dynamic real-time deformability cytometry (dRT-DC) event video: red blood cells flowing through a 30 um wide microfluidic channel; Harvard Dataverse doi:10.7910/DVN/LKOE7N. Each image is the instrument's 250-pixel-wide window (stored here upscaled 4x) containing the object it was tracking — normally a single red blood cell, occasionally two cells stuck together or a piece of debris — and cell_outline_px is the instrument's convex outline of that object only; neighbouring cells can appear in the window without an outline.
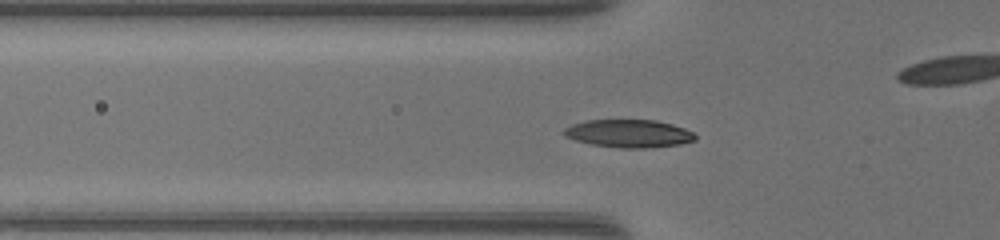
{"species": "common noctule bat (a hibernating species)", "species_latin": "Nyctalus noctula", "temperature_condition": "warm", "stored_images_in_passage": 38, "camera_frame_rate_fps": 3000, "um_per_image_px": 0.085, "animal": {"sex": "female", "body_mass_g": 17.0, "forearm_length_mm": 48.0}, "frame": {"image": 1, "passage_image": 7, "time_ms": 2.0, "image_size_px": [1000, 240], "cell_outline_px": [[696, 140], [680, 144], [648, 148], [620, 148], [592, 144], [576, 140], [564, 136], [560, 132], [564, 128], [572, 124], [588, 120], [656, 120], [672, 124], [684, 128], [692, 132], [696, 136]], "centroid_in_image_um": [53.43, 11.35], "position_along_channel_um": 72.4, "area_um2": 21.39}}
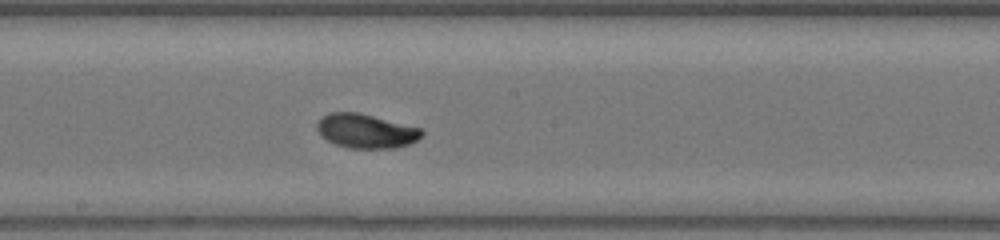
{"frame": {"image": 2, "passage_image": 17, "time_ms": 5.333, "image_size_px": [1000, 240], "cell_outline_px": [[424, 132], [416, 140], [408, 144], [396, 148], [348, 148], [336, 144], [320, 136], [316, 128], [316, 124], [328, 112], [360, 112], [420, 128]], "centroid_in_image_um": [31.08, 11.13], "position_along_channel_um": 217.1, "area_um2": 20.81}}
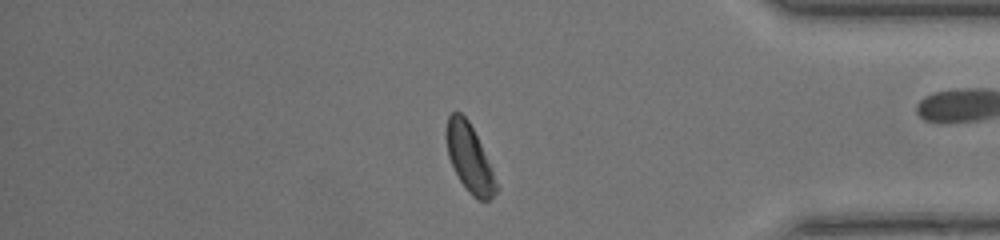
{"frame": {"image": 3, "passage_image": 31, "time_ms": 10.0, "image_size_px": [1000, 240], "cell_outline_px": [[500, 188], [488, 200], [476, 200], [464, 188], [448, 156], [448, 116], [452, 112], [460, 112], [468, 120], [480, 144]], "centroid_in_image_um": [39.93, 13.51], "position_along_channel_um": 395.3, "area_um2": 18.96}}